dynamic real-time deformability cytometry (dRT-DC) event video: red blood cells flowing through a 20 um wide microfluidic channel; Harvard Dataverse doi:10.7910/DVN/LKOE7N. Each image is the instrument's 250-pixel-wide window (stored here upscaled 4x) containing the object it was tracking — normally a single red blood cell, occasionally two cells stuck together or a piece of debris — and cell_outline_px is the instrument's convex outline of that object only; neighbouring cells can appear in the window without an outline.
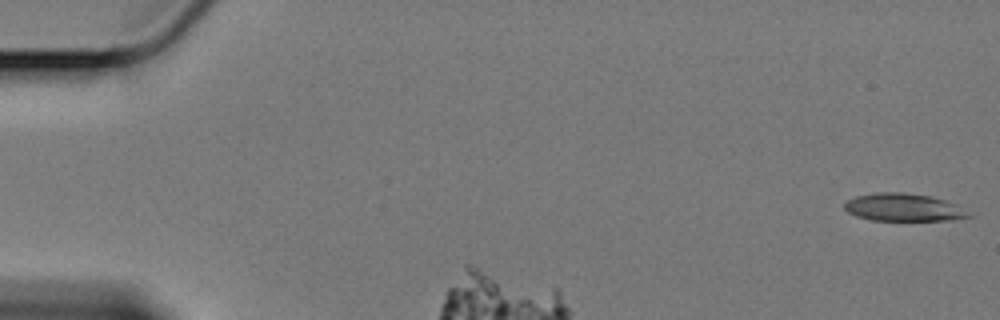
{"species": "Egyptian fruit bat (a non-hibernating species)", "species_latin": "Rousettus aegyptiacus", "temperature_condition": "cold", "stored_images_in_passage": 37, "camera_frame_rate_fps": 3000, "um_per_image_px": 0.085, "animal": {"sex": "female"}, "frame": {"image": 1, "passage_image": 1, "time_ms": 0.0, "image_size_px": [1000, 320], "cell_outline_px": [[976, 216], [952, 220], [872, 220], [856, 216], [848, 212], [844, 208], [844, 204], [848, 200], [856, 196], [876, 192], [904, 192], [932, 196], [956, 204], [976, 212]], "centroid_in_image_um": [76.92, 17.63], "position_along_channel_um": 8.1, "area_um2": 20.46}}